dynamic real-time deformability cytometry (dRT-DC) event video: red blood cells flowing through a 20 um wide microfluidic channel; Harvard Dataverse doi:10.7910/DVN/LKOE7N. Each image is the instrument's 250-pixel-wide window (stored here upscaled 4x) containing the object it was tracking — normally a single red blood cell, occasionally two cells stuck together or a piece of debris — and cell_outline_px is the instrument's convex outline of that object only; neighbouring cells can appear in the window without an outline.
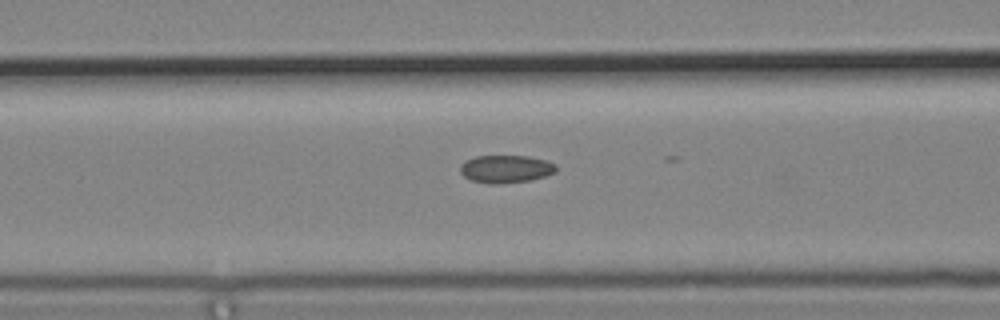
{"species": "common noctule bat (a hibernating species)", "species_latin": "Nyctalus noctula", "temperature_condition": "cold", "stored_images_in_passage": 7, "camera_frame_rate_fps": 3000, "um_per_image_px": 0.085, "animal": {"sex": "male", "body_mass_g": 19.2, "forearm_length_mm": 51.8}, "frame": {"image": 1, "passage_image": 6, "time_ms": 1.667, "image_size_px": [1000, 320], "cell_outline_px": [[556, 172], [532, 180], [496, 184], [492, 184], [472, 180], [464, 176], [460, 172], [460, 164], [464, 160], [476, 156], [528, 156], [548, 160], [556, 164]], "centroid_in_image_um": [43.0, 14.35], "position_along_channel_um": 123.6, "area_um2": 15.61}}